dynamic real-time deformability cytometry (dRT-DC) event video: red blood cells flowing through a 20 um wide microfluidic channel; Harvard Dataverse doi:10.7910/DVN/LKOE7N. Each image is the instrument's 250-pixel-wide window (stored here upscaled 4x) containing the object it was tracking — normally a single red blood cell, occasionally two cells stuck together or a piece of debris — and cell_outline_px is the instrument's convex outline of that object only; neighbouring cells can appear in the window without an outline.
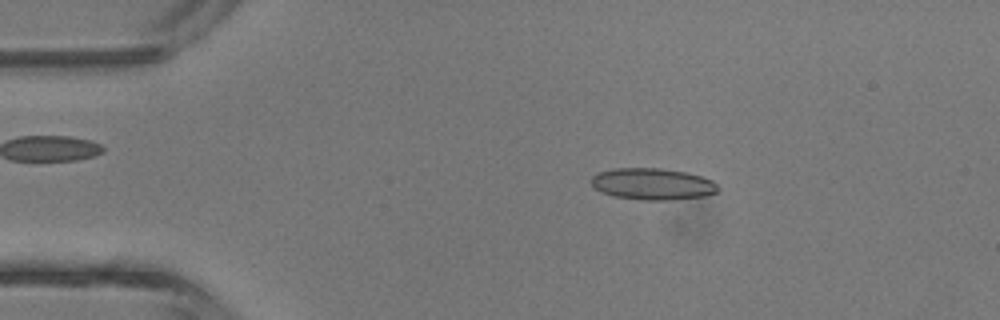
{"species": "common noctule bat (a hibernating species)", "species_latin": "Nyctalus noctula", "temperature_condition": "room temperature", "stored_images_in_passage": 41, "camera_frame_rate_fps": 3000, "um_per_image_px": 0.085, "animal": {"sex": "male", "body_mass_g": 13.3}, "frame": {"image": 1, "passage_image": 6, "time_ms": 1.667, "image_size_px": [1000, 320], "cell_outline_px": [[720, 192], [704, 196], [672, 200], [640, 200], [612, 196], [596, 188], [592, 184], [592, 176], [596, 172], [612, 168], [660, 168], [684, 172], [700, 176], [712, 180], [720, 188]], "centroid_in_image_um": [55.48, 15.64], "position_along_channel_um": 29.5, "area_um2": 23.47}}
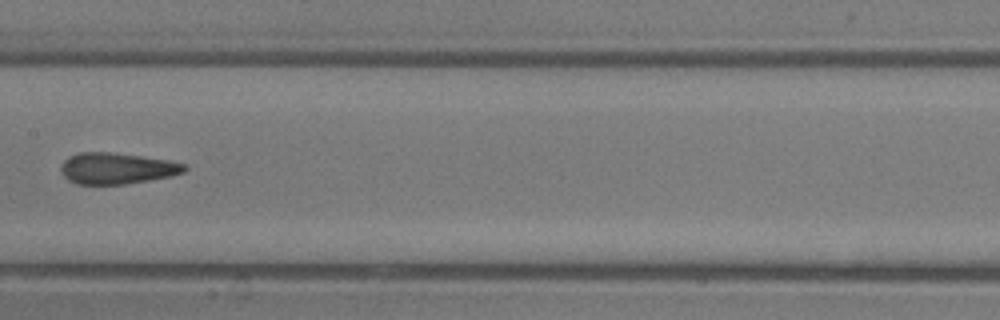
{"frame": {"image": 2, "passage_image": 20, "time_ms": 6.333, "image_size_px": [1000, 320], "cell_outline_px": [[188, 168], [184, 172], [168, 176], [148, 180], [124, 184], [76, 184], [68, 180], [64, 176], [60, 168], [64, 160], [68, 156], [76, 152], [108, 152], [140, 156], [168, 160], [184, 164]], "centroid_in_image_um": [9.88, 14.3], "position_along_channel_um": 197.5, "area_um2": 22.31}}
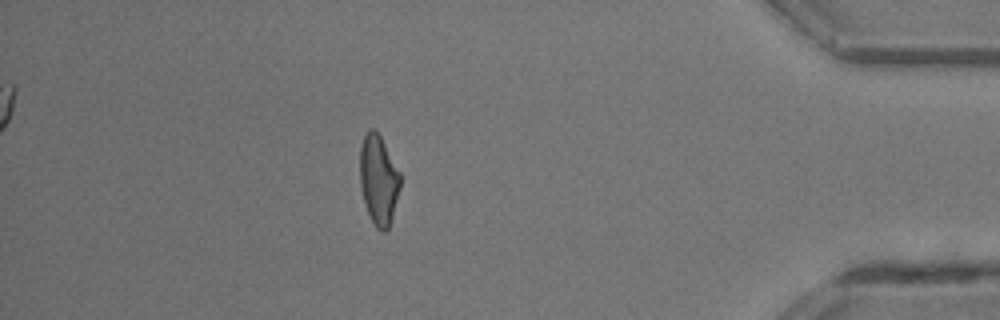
{"frame": {"image": 3, "passage_image": 36, "time_ms": 11.667, "image_size_px": [1000, 320], "cell_outline_px": [[400, 188], [392, 216], [388, 228], [384, 232], [380, 232], [376, 228], [368, 212], [364, 200], [360, 184], [360, 148], [364, 136], [368, 128], [372, 128], [380, 136], [400, 172]], "centroid_in_image_um": [32.17, 15.28], "position_along_channel_um": 403.0, "area_um2": 20.81}, "authors_computed_cell_mechanics": {"area_um2": 22.3108, "velocity_mm_per_s": 4.739, "shape_relaxation_time_tau1_ms": null, "shape_relaxation_time_tau2_ms": 1.3461, "deformation_change_tau1": null, "deformation_change_tau2": 0.0926}}